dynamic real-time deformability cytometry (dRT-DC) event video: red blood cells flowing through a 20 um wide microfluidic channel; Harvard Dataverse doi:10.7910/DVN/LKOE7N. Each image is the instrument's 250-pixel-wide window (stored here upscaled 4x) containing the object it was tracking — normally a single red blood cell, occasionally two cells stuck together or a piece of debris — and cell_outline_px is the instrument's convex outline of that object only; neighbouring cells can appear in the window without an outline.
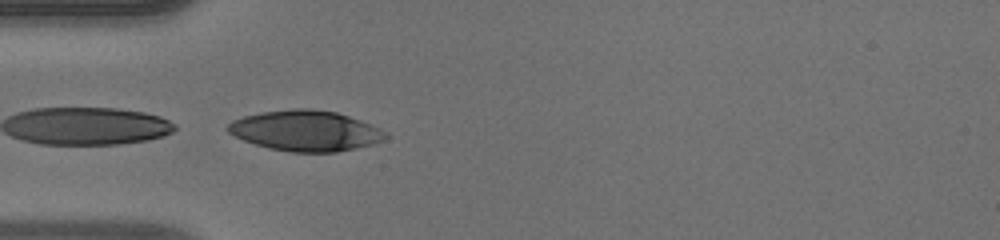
{"species": "human", "species_latin": "Homo sapiens", "temperature_condition": "warm", "stored_images_in_passage": 11, "camera_frame_rate_fps": 3000, "um_per_image_px": 0.085, "donor": {"sex": "male"}, "frame": {"image": 1, "passage_image": 1, "time_ms": 0.0, "image_size_px": [1000, 240], "cell_outline_px": [[356, 144], [348, 148], [328, 152], [300, 152], [276, 148], [260, 144], [248, 140], [232, 132], [228, 128], [232, 124], [240, 120], [252, 116], [268, 112], [332, 112], [344, 116], [352, 120]], "centroid_in_image_um": [25.35, 11.14], "position_along_channel_um": 59.7, "area_um2": 29.13}}
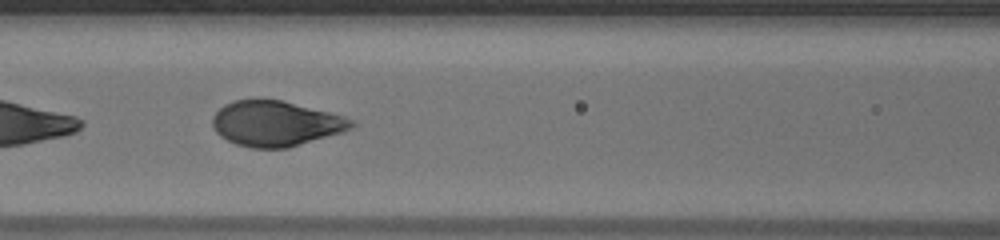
{"frame": {"image": 2, "passage_image": 7, "time_ms": 2.0, "image_size_px": [1000, 240], "cell_outline_px": [[348, 124], [332, 132], [292, 144], [276, 148], [268, 148], [244, 144], [232, 140], [224, 136], [216, 128], [216, 116], [224, 108], [240, 100], [276, 100], [320, 112], [332, 116]], "centroid_in_image_um": [23.22, 10.48], "position_along_channel_um": 143.4, "area_um2": 31.39}}